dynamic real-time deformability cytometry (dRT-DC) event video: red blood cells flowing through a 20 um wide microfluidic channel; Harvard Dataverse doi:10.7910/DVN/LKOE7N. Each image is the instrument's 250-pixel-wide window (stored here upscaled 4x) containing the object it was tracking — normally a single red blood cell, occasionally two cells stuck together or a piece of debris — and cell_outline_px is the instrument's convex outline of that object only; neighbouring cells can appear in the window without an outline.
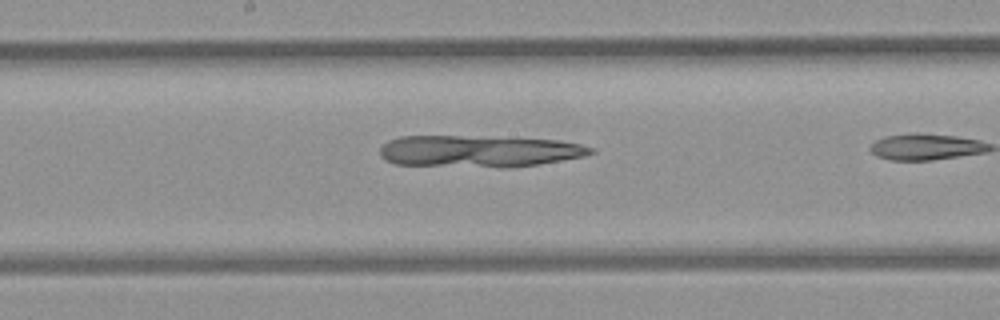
{"species": "common noctule bat (a hibernating species)", "species_latin": "Nyctalus noctula", "temperature_condition": "room temperature", "stored_images_in_passage": 11, "segment_of_instrument_passage": [2, 2], "camera_frame_rate_fps": 3000, "um_per_image_px": 0.085, "animal": {"sex": "female", "body_mass_g": 21.9}, "frame": {"image": 1, "passage_image": 10, "time_ms": 3.0, "image_size_px": [1000, 320], "cell_outline_px": [[596, 152], [584, 156], [536, 164], [396, 164], [384, 160], [380, 156], [380, 148], [388, 140], [400, 136], [460, 136], [556, 140], [580, 144], [596, 148]], "centroid_in_image_um": [40.67, 12.79], "position_along_channel_um": 207.5, "area_um2": 36.88}}